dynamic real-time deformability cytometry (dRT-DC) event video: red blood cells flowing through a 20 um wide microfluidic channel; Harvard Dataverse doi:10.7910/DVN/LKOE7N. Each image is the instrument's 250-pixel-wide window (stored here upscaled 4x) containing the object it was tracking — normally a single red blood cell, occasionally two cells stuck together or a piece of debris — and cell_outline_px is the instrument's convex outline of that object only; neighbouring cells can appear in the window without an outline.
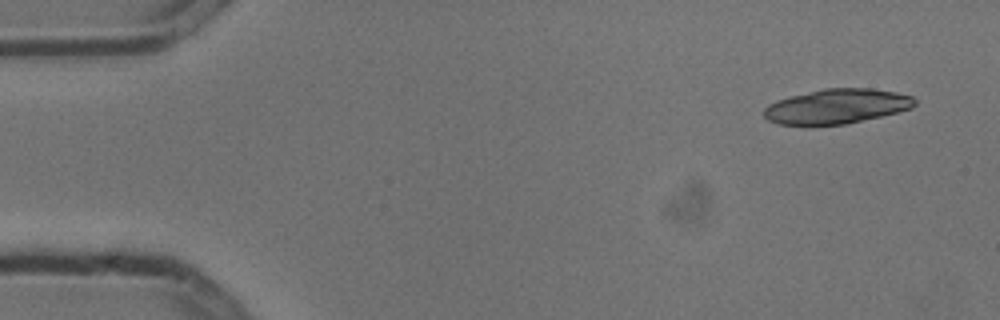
{"species": "common noctule bat (a hibernating species)", "species_latin": "Nyctalus noctula", "temperature_condition": "cold", "stored_images_in_passage": 5, "camera_frame_rate_fps": 3000, "um_per_image_px": 0.085, "animal": {"sex": "male", "body_mass_g": 13.3}, "frame": {"image": 1, "passage_image": 1, "time_ms": 0.0, "image_size_px": [1000, 320], "cell_outline_px": [[916, 104], [912, 108], [880, 116], [844, 124], [776, 124], [768, 120], [764, 116], [764, 108], [768, 104], [776, 100], [824, 88], [872, 88], [896, 92], [912, 96], [916, 100]], "centroid_in_image_um": [71.13, 9.02], "position_along_channel_um": 13.9, "area_um2": 30.17}}
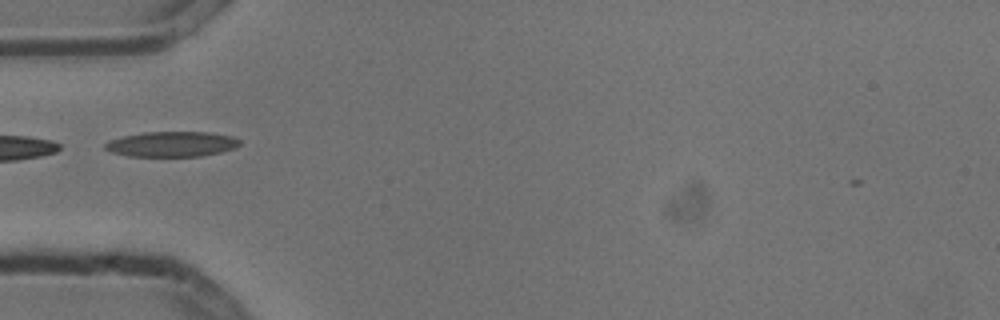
{"frame": {"image": 2, "passage_image": 5, "time_ms": 1.333, "image_size_px": [1000, 320], "cell_outline_px": [[240, 144], [236, 148], [220, 152], [200, 156], [128, 156], [112, 152], [104, 148], [104, 144], [108, 140], [124, 136], [144, 132], [208, 132], [232, 136], [240, 140]], "centroid_in_image_um": [14.6, 12.25], "position_along_channel_um": 70.4, "area_um2": 19.77}}